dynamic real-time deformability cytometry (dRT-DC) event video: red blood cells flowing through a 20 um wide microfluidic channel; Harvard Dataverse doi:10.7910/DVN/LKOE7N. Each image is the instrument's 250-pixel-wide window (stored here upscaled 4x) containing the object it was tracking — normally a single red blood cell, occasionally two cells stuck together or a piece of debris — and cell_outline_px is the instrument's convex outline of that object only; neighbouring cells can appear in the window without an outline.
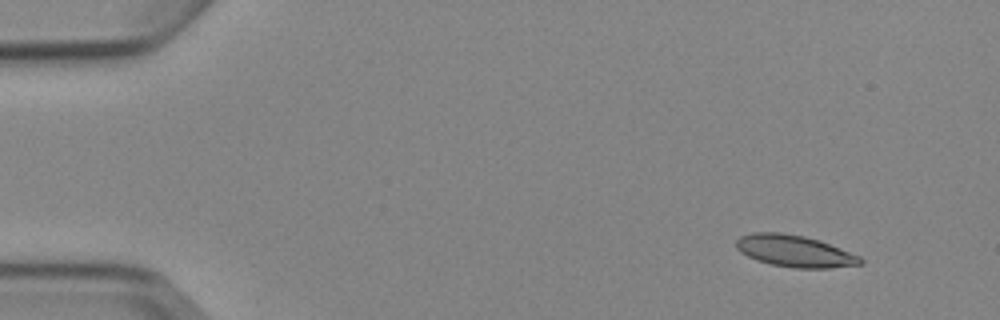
{"species": "Egyptian fruit bat (a non-hibernating species)", "species_latin": "Rousettus aegyptiacus", "temperature_condition": "cold", "stored_images_in_passage": 4, "camera_frame_rate_fps": 3000, "um_per_image_px": 0.085, "animal": {"sex": "female"}, "frame": {"image": 1, "passage_image": 1, "time_ms": 0.0, "image_size_px": [1000, 320], "cell_outline_px": [[864, 264], [828, 268], [796, 268], [772, 264], [756, 260], [740, 252], [736, 248], [736, 240], [740, 236], [752, 232], [780, 232], [804, 236], [820, 240], [860, 256], [864, 260]], "centroid_in_image_um": [67.55, 21.33], "position_along_channel_um": 17.5, "area_um2": 23.06}}